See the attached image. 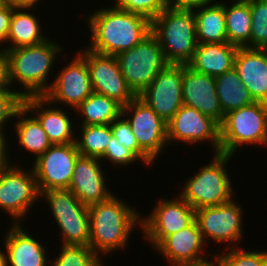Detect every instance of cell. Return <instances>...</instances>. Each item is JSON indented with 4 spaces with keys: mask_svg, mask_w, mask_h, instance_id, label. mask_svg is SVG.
I'll return each mask as SVG.
<instances>
[{
    "mask_svg": "<svg viewBox=\"0 0 267 266\" xmlns=\"http://www.w3.org/2000/svg\"><path fill=\"white\" fill-rule=\"evenodd\" d=\"M86 22L91 34L87 48L105 55L130 50L151 33L150 20L115 6L95 10Z\"/></svg>",
    "mask_w": 267,
    "mask_h": 266,
    "instance_id": "obj_1",
    "label": "cell"
},
{
    "mask_svg": "<svg viewBox=\"0 0 267 266\" xmlns=\"http://www.w3.org/2000/svg\"><path fill=\"white\" fill-rule=\"evenodd\" d=\"M89 246L100 258L124 250L135 226H141L140 212L112 194L107 200L88 206ZM101 253V254H100ZM101 255V256H100Z\"/></svg>",
    "mask_w": 267,
    "mask_h": 266,
    "instance_id": "obj_2",
    "label": "cell"
},
{
    "mask_svg": "<svg viewBox=\"0 0 267 266\" xmlns=\"http://www.w3.org/2000/svg\"><path fill=\"white\" fill-rule=\"evenodd\" d=\"M49 38L37 45L6 49L8 56L9 81L23 86L21 94L43 96L51 87L48 83L55 60L62 52V45Z\"/></svg>",
    "mask_w": 267,
    "mask_h": 266,
    "instance_id": "obj_3",
    "label": "cell"
},
{
    "mask_svg": "<svg viewBox=\"0 0 267 266\" xmlns=\"http://www.w3.org/2000/svg\"><path fill=\"white\" fill-rule=\"evenodd\" d=\"M151 33L169 64L187 65L192 59L198 45L192 8L166 7L151 21Z\"/></svg>",
    "mask_w": 267,
    "mask_h": 266,
    "instance_id": "obj_4",
    "label": "cell"
},
{
    "mask_svg": "<svg viewBox=\"0 0 267 266\" xmlns=\"http://www.w3.org/2000/svg\"><path fill=\"white\" fill-rule=\"evenodd\" d=\"M232 157L234 156L215 153L212 161L200 167L193 177L184 182L179 196L195 210L217 206L234 199V188L225 167Z\"/></svg>",
    "mask_w": 267,
    "mask_h": 266,
    "instance_id": "obj_5",
    "label": "cell"
},
{
    "mask_svg": "<svg viewBox=\"0 0 267 266\" xmlns=\"http://www.w3.org/2000/svg\"><path fill=\"white\" fill-rule=\"evenodd\" d=\"M220 127V153L234 156L244 145L267 146V103L254 102L225 114ZM242 146V147H241Z\"/></svg>",
    "mask_w": 267,
    "mask_h": 266,
    "instance_id": "obj_6",
    "label": "cell"
},
{
    "mask_svg": "<svg viewBox=\"0 0 267 266\" xmlns=\"http://www.w3.org/2000/svg\"><path fill=\"white\" fill-rule=\"evenodd\" d=\"M40 198L49 204L52 217L62 234L61 245L89 246L90 226L88 206L84 205L69 189H48Z\"/></svg>",
    "mask_w": 267,
    "mask_h": 266,
    "instance_id": "obj_7",
    "label": "cell"
},
{
    "mask_svg": "<svg viewBox=\"0 0 267 266\" xmlns=\"http://www.w3.org/2000/svg\"><path fill=\"white\" fill-rule=\"evenodd\" d=\"M115 57L129 88L136 96H139L169 64L158 39L152 33L135 47Z\"/></svg>",
    "mask_w": 267,
    "mask_h": 266,
    "instance_id": "obj_8",
    "label": "cell"
},
{
    "mask_svg": "<svg viewBox=\"0 0 267 266\" xmlns=\"http://www.w3.org/2000/svg\"><path fill=\"white\" fill-rule=\"evenodd\" d=\"M23 168L10 163L0 171V208L11 216L13 224L24 220L40 199L33 169L27 172Z\"/></svg>",
    "mask_w": 267,
    "mask_h": 266,
    "instance_id": "obj_9",
    "label": "cell"
},
{
    "mask_svg": "<svg viewBox=\"0 0 267 266\" xmlns=\"http://www.w3.org/2000/svg\"><path fill=\"white\" fill-rule=\"evenodd\" d=\"M242 211V207L233 199L217 206L196 209L195 220L205 243L211 240L216 244L230 243L227 248L238 247L236 243L243 238L244 231Z\"/></svg>",
    "mask_w": 267,
    "mask_h": 266,
    "instance_id": "obj_10",
    "label": "cell"
},
{
    "mask_svg": "<svg viewBox=\"0 0 267 266\" xmlns=\"http://www.w3.org/2000/svg\"><path fill=\"white\" fill-rule=\"evenodd\" d=\"M122 115L129 122L139 147L154 162L158 160L168 147L167 122L138 96L122 107Z\"/></svg>",
    "mask_w": 267,
    "mask_h": 266,
    "instance_id": "obj_11",
    "label": "cell"
},
{
    "mask_svg": "<svg viewBox=\"0 0 267 266\" xmlns=\"http://www.w3.org/2000/svg\"><path fill=\"white\" fill-rule=\"evenodd\" d=\"M195 220V209L180 196L160 199L152 212L141 217L144 238L155 248L166 236L175 234Z\"/></svg>",
    "mask_w": 267,
    "mask_h": 266,
    "instance_id": "obj_12",
    "label": "cell"
},
{
    "mask_svg": "<svg viewBox=\"0 0 267 266\" xmlns=\"http://www.w3.org/2000/svg\"><path fill=\"white\" fill-rule=\"evenodd\" d=\"M80 153L76 143L55 144L32 164L39 192L68 189Z\"/></svg>",
    "mask_w": 267,
    "mask_h": 266,
    "instance_id": "obj_13",
    "label": "cell"
},
{
    "mask_svg": "<svg viewBox=\"0 0 267 266\" xmlns=\"http://www.w3.org/2000/svg\"><path fill=\"white\" fill-rule=\"evenodd\" d=\"M78 53L86 60L95 93L115 100L122 107L136 97L122 75L115 56L96 53L88 48Z\"/></svg>",
    "mask_w": 267,
    "mask_h": 266,
    "instance_id": "obj_14",
    "label": "cell"
},
{
    "mask_svg": "<svg viewBox=\"0 0 267 266\" xmlns=\"http://www.w3.org/2000/svg\"><path fill=\"white\" fill-rule=\"evenodd\" d=\"M55 77L51 87L43 95L53 105L61 106L62 103L75 110L94 92L88 65L78 52Z\"/></svg>",
    "mask_w": 267,
    "mask_h": 266,
    "instance_id": "obj_15",
    "label": "cell"
},
{
    "mask_svg": "<svg viewBox=\"0 0 267 266\" xmlns=\"http://www.w3.org/2000/svg\"><path fill=\"white\" fill-rule=\"evenodd\" d=\"M167 138L168 146L171 142L177 143V140L189 145L207 140L213 145V154L220 153L219 124L199 110L184 104L167 122Z\"/></svg>",
    "mask_w": 267,
    "mask_h": 266,
    "instance_id": "obj_16",
    "label": "cell"
},
{
    "mask_svg": "<svg viewBox=\"0 0 267 266\" xmlns=\"http://www.w3.org/2000/svg\"><path fill=\"white\" fill-rule=\"evenodd\" d=\"M183 64H168L138 96L165 122L183 106Z\"/></svg>",
    "mask_w": 267,
    "mask_h": 266,
    "instance_id": "obj_17",
    "label": "cell"
},
{
    "mask_svg": "<svg viewBox=\"0 0 267 266\" xmlns=\"http://www.w3.org/2000/svg\"><path fill=\"white\" fill-rule=\"evenodd\" d=\"M101 162L99 158L82 155L76 160L68 189L86 206L105 201L114 194L106 186L107 175Z\"/></svg>",
    "mask_w": 267,
    "mask_h": 266,
    "instance_id": "obj_18",
    "label": "cell"
},
{
    "mask_svg": "<svg viewBox=\"0 0 267 266\" xmlns=\"http://www.w3.org/2000/svg\"><path fill=\"white\" fill-rule=\"evenodd\" d=\"M182 97L184 105L199 110L219 125L223 122L225 115L219 104L215 77L198 73L183 64Z\"/></svg>",
    "mask_w": 267,
    "mask_h": 266,
    "instance_id": "obj_19",
    "label": "cell"
},
{
    "mask_svg": "<svg viewBox=\"0 0 267 266\" xmlns=\"http://www.w3.org/2000/svg\"><path fill=\"white\" fill-rule=\"evenodd\" d=\"M205 241L198 223L194 220L189 226L166 236L156 247L157 252L170 264H187L205 261ZM204 249V250H203ZM161 252V253H160Z\"/></svg>",
    "mask_w": 267,
    "mask_h": 266,
    "instance_id": "obj_20",
    "label": "cell"
},
{
    "mask_svg": "<svg viewBox=\"0 0 267 266\" xmlns=\"http://www.w3.org/2000/svg\"><path fill=\"white\" fill-rule=\"evenodd\" d=\"M24 106L38 119L52 145L75 143L73 120L64 108L51 105L44 96L25 97Z\"/></svg>",
    "mask_w": 267,
    "mask_h": 266,
    "instance_id": "obj_21",
    "label": "cell"
},
{
    "mask_svg": "<svg viewBox=\"0 0 267 266\" xmlns=\"http://www.w3.org/2000/svg\"><path fill=\"white\" fill-rule=\"evenodd\" d=\"M23 228L20 223H12L3 237L8 266H50L45 245Z\"/></svg>",
    "mask_w": 267,
    "mask_h": 266,
    "instance_id": "obj_22",
    "label": "cell"
},
{
    "mask_svg": "<svg viewBox=\"0 0 267 266\" xmlns=\"http://www.w3.org/2000/svg\"><path fill=\"white\" fill-rule=\"evenodd\" d=\"M234 68L254 101L267 103V49L238 47Z\"/></svg>",
    "mask_w": 267,
    "mask_h": 266,
    "instance_id": "obj_23",
    "label": "cell"
},
{
    "mask_svg": "<svg viewBox=\"0 0 267 266\" xmlns=\"http://www.w3.org/2000/svg\"><path fill=\"white\" fill-rule=\"evenodd\" d=\"M238 47L224 43H198L187 66L194 71L217 77L234 68Z\"/></svg>",
    "mask_w": 267,
    "mask_h": 266,
    "instance_id": "obj_24",
    "label": "cell"
},
{
    "mask_svg": "<svg viewBox=\"0 0 267 266\" xmlns=\"http://www.w3.org/2000/svg\"><path fill=\"white\" fill-rule=\"evenodd\" d=\"M198 43H224L227 41L224 2H203L192 8Z\"/></svg>",
    "mask_w": 267,
    "mask_h": 266,
    "instance_id": "obj_25",
    "label": "cell"
},
{
    "mask_svg": "<svg viewBox=\"0 0 267 266\" xmlns=\"http://www.w3.org/2000/svg\"><path fill=\"white\" fill-rule=\"evenodd\" d=\"M34 8L36 6H14L7 36V45L10 44L4 46L5 49L37 45L49 38L46 33L41 32L40 21L31 13Z\"/></svg>",
    "mask_w": 267,
    "mask_h": 266,
    "instance_id": "obj_26",
    "label": "cell"
},
{
    "mask_svg": "<svg viewBox=\"0 0 267 266\" xmlns=\"http://www.w3.org/2000/svg\"><path fill=\"white\" fill-rule=\"evenodd\" d=\"M31 116H33L31 112L23 106L16 114L14 119L16 123L14 122L12 126L17 134L19 148L22 146V149L30 152V155L34 154L36 160L52 146V143L38 119Z\"/></svg>",
    "mask_w": 267,
    "mask_h": 266,
    "instance_id": "obj_27",
    "label": "cell"
},
{
    "mask_svg": "<svg viewBox=\"0 0 267 266\" xmlns=\"http://www.w3.org/2000/svg\"><path fill=\"white\" fill-rule=\"evenodd\" d=\"M224 13L228 43L250 48L252 21L249 0H232L231 5L225 2Z\"/></svg>",
    "mask_w": 267,
    "mask_h": 266,
    "instance_id": "obj_28",
    "label": "cell"
},
{
    "mask_svg": "<svg viewBox=\"0 0 267 266\" xmlns=\"http://www.w3.org/2000/svg\"><path fill=\"white\" fill-rule=\"evenodd\" d=\"M215 80L219 104L224 115L255 102L235 68L215 77Z\"/></svg>",
    "mask_w": 267,
    "mask_h": 266,
    "instance_id": "obj_29",
    "label": "cell"
},
{
    "mask_svg": "<svg viewBox=\"0 0 267 266\" xmlns=\"http://www.w3.org/2000/svg\"><path fill=\"white\" fill-rule=\"evenodd\" d=\"M75 111L81 114L80 118L83 117L80 125H105L122 114V106L105 95L93 92Z\"/></svg>",
    "mask_w": 267,
    "mask_h": 266,
    "instance_id": "obj_30",
    "label": "cell"
},
{
    "mask_svg": "<svg viewBox=\"0 0 267 266\" xmlns=\"http://www.w3.org/2000/svg\"><path fill=\"white\" fill-rule=\"evenodd\" d=\"M81 135L75 138L77 150L82 156L101 158L112 138L110 124L80 125Z\"/></svg>",
    "mask_w": 267,
    "mask_h": 266,
    "instance_id": "obj_31",
    "label": "cell"
},
{
    "mask_svg": "<svg viewBox=\"0 0 267 266\" xmlns=\"http://www.w3.org/2000/svg\"><path fill=\"white\" fill-rule=\"evenodd\" d=\"M62 246L57 258L51 259L50 266H104L90 246L60 245Z\"/></svg>",
    "mask_w": 267,
    "mask_h": 266,
    "instance_id": "obj_32",
    "label": "cell"
},
{
    "mask_svg": "<svg viewBox=\"0 0 267 266\" xmlns=\"http://www.w3.org/2000/svg\"><path fill=\"white\" fill-rule=\"evenodd\" d=\"M224 253L213 256L217 266H267V251H251L238 247L223 249Z\"/></svg>",
    "mask_w": 267,
    "mask_h": 266,
    "instance_id": "obj_33",
    "label": "cell"
},
{
    "mask_svg": "<svg viewBox=\"0 0 267 266\" xmlns=\"http://www.w3.org/2000/svg\"><path fill=\"white\" fill-rule=\"evenodd\" d=\"M251 10L250 48L267 49V0H249Z\"/></svg>",
    "mask_w": 267,
    "mask_h": 266,
    "instance_id": "obj_34",
    "label": "cell"
},
{
    "mask_svg": "<svg viewBox=\"0 0 267 266\" xmlns=\"http://www.w3.org/2000/svg\"><path fill=\"white\" fill-rule=\"evenodd\" d=\"M112 136H114L118 142L128 148L143 164L151 165L155 162L139 147L136 137L132 133L131 126L126 118L121 114L111 124Z\"/></svg>",
    "mask_w": 267,
    "mask_h": 266,
    "instance_id": "obj_35",
    "label": "cell"
},
{
    "mask_svg": "<svg viewBox=\"0 0 267 266\" xmlns=\"http://www.w3.org/2000/svg\"><path fill=\"white\" fill-rule=\"evenodd\" d=\"M23 106L24 96L21 91L13 88L0 90V132L6 133V124L12 122Z\"/></svg>",
    "mask_w": 267,
    "mask_h": 266,
    "instance_id": "obj_36",
    "label": "cell"
},
{
    "mask_svg": "<svg viewBox=\"0 0 267 266\" xmlns=\"http://www.w3.org/2000/svg\"><path fill=\"white\" fill-rule=\"evenodd\" d=\"M113 4L115 5L112 6L142 15L152 21L167 7V0H115Z\"/></svg>",
    "mask_w": 267,
    "mask_h": 266,
    "instance_id": "obj_37",
    "label": "cell"
},
{
    "mask_svg": "<svg viewBox=\"0 0 267 266\" xmlns=\"http://www.w3.org/2000/svg\"><path fill=\"white\" fill-rule=\"evenodd\" d=\"M102 162L110 161L112 164H116V166H126L129 164H134L139 161V159L123 144L118 142V140L112 136L109 144L107 145L106 151L104 155L100 158ZM104 160V161H103Z\"/></svg>",
    "mask_w": 267,
    "mask_h": 266,
    "instance_id": "obj_38",
    "label": "cell"
},
{
    "mask_svg": "<svg viewBox=\"0 0 267 266\" xmlns=\"http://www.w3.org/2000/svg\"><path fill=\"white\" fill-rule=\"evenodd\" d=\"M13 10L14 5L6 1L0 6V44L7 43Z\"/></svg>",
    "mask_w": 267,
    "mask_h": 266,
    "instance_id": "obj_39",
    "label": "cell"
},
{
    "mask_svg": "<svg viewBox=\"0 0 267 266\" xmlns=\"http://www.w3.org/2000/svg\"><path fill=\"white\" fill-rule=\"evenodd\" d=\"M11 87L9 81V68H8V56L7 50L2 47L0 48V90L10 89Z\"/></svg>",
    "mask_w": 267,
    "mask_h": 266,
    "instance_id": "obj_40",
    "label": "cell"
},
{
    "mask_svg": "<svg viewBox=\"0 0 267 266\" xmlns=\"http://www.w3.org/2000/svg\"><path fill=\"white\" fill-rule=\"evenodd\" d=\"M7 137L6 133L0 132V171L12 163L9 161L11 155H9L10 151L7 150L8 145H10L8 144Z\"/></svg>",
    "mask_w": 267,
    "mask_h": 266,
    "instance_id": "obj_41",
    "label": "cell"
},
{
    "mask_svg": "<svg viewBox=\"0 0 267 266\" xmlns=\"http://www.w3.org/2000/svg\"><path fill=\"white\" fill-rule=\"evenodd\" d=\"M211 0H167V7L171 8H194L203 2Z\"/></svg>",
    "mask_w": 267,
    "mask_h": 266,
    "instance_id": "obj_42",
    "label": "cell"
},
{
    "mask_svg": "<svg viewBox=\"0 0 267 266\" xmlns=\"http://www.w3.org/2000/svg\"><path fill=\"white\" fill-rule=\"evenodd\" d=\"M14 6H37L40 0H5Z\"/></svg>",
    "mask_w": 267,
    "mask_h": 266,
    "instance_id": "obj_43",
    "label": "cell"
},
{
    "mask_svg": "<svg viewBox=\"0 0 267 266\" xmlns=\"http://www.w3.org/2000/svg\"><path fill=\"white\" fill-rule=\"evenodd\" d=\"M171 266H217L215 259L209 261L208 259L198 263H187V264H173Z\"/></svg>",
    "mask_w": 267,
    "mask_h": 266,
    "instance_id": "obj_44",
    "label": "cell"
},
{
    "mask_svg": "<svg viewBox=\"0 0 267 266\" xmlns=\"http://www.w3.org/2000/svg\"><path fill=\"white\" fill-rule=\"evenodd\" d=\"M3 250L0 249V266H8L7 264V255L5 250L2 252Z\"/></svg>",
    "mask_w": 267,
    "mask_h": 266,
    "instance_id": "obj_45",
    "label": "cell"
},
{
    "mask_svg": "<svg viewBox=\"0 0 267 266\" xmlns=\"http://www.w3.org/2000/svg\"><path fill=\"white\" fill-rule=\"evenodd\" d=\"M5 2V0H0V6Z\"/></svg>",
    "mask_w": 267,
    "mask_h": 266,
    "instance_id": "obj_46",
    "label": "cell"
}]
</instances>
